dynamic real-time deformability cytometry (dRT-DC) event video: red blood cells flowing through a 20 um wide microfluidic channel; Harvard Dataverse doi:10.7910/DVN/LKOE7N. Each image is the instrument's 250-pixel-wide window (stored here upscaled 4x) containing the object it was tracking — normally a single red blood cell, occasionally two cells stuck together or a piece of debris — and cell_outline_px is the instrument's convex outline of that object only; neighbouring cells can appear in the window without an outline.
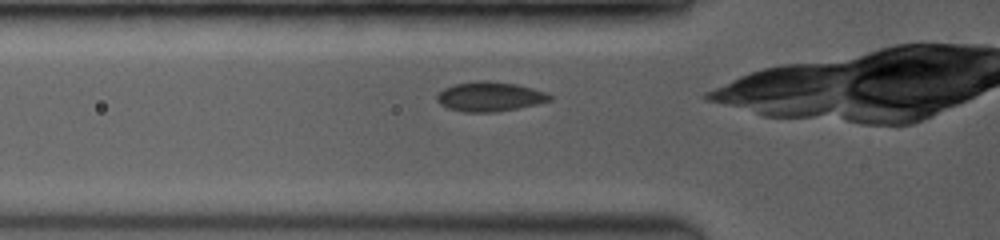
{"species": "common noctule bat (a hibernating species)", "species_latin": "Nyctalus noctula", "temperature_condition": "room temperature", "stored_images_in_passage": 15, "camera_frame_rate_fps": 3500, "um_per_image_px": 0.085, "animal": {"sex": "female", "body_mass_g": 19.0, "forearm_length_mm": 53.3}, "frame": {"image": 1, "passage_image": 3, "time_ms": 0.571, "image_size_px": [1000, 240], "cell_outline_px": [[552, 100], [536, 104], [496, 112], [464, 112], [448, 108], [440, 104], [436, 100], [436, 96], [444, 88], [456, 84], [480, 80], [488, 80], [516, 84], [548, 92], [552, 96]], "centroid_in_image_um": [41.64, 8.21], "position_along_channel_um": 84.2, "area_um2": 19.42}}
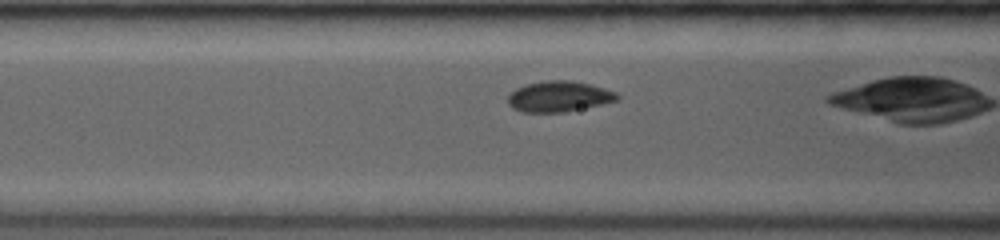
{"frame": {"image": 2, "passage_image": 5, "time_ms": 1.429, "image_size_px": [1000, 240], "cell_outline_px": [[620, 100], [564, 112], [520, 112], [512, 108], [508, 104], [508, 96], [516, 88], [524, 84], [544, 80], [572, 80], [592, 84], [616, 92], [620, 96]], "centroid_in_image_um": [47.51, 8.19], "position_along_channel_um": 119.1, "area_um2": 19.77}}